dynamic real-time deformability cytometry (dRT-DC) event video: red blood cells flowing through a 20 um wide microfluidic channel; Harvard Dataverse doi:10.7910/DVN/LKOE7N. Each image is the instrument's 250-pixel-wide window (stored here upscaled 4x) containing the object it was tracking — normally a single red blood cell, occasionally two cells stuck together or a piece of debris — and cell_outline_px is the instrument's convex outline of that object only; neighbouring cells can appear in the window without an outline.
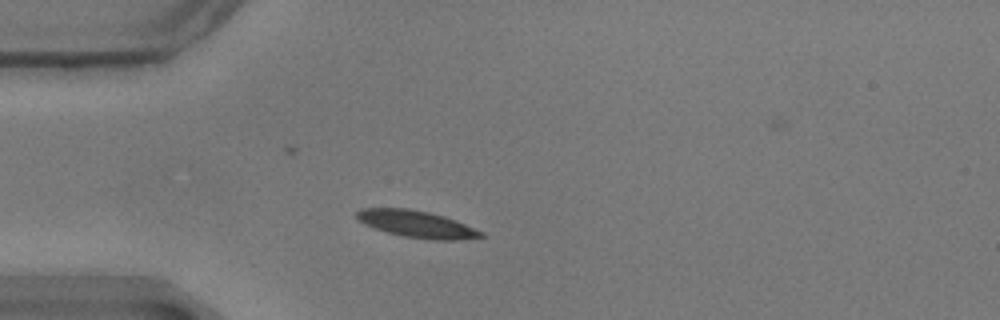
{"species": "common noctule bat (a hibernating species)", "species_latin": "Nyctalus noctula", "temperature_condition": "warm", "stored_images_in_passage": 51, "camera_frame_rate_fps": 3000, "um_per_image_px": 0.085, "animal": {"sex": "male", "body_mass_g": 17.9}, "frame": {"image": 1, "passage_image": 9, "time_ms": 2.667, "image_size_px": [1000, 320], "cell_outline_px": [[484, 236], [460, 240], [432, 240], [404, 236], [388, 232], [364, 224], [356, 216], [356, 212], [360, 208], [408, 208], [428, 212], [444, 216], [456, 220], [484, 232]], "centroid_in_image_um": [35.45, 19.04], "position_along_channel_um": 49.6, "area_um2": 19.36}}
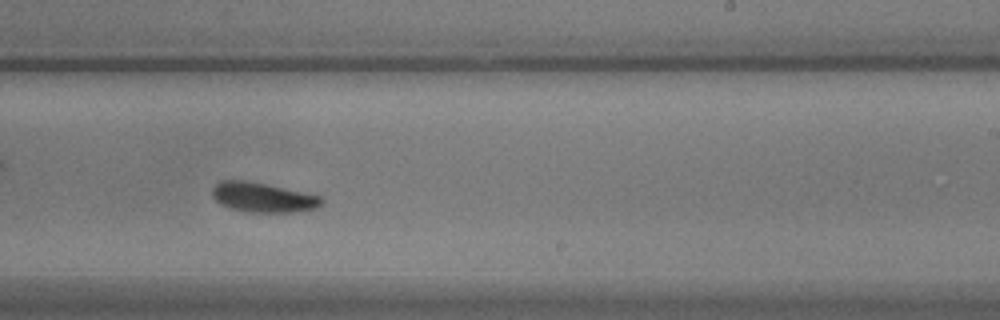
{"frame": {"image": 2, "passage_image": 29, "time_ms": 9.333, "image_size_px": [1000, 320], "cell_outline_px": [[324, 204], [316, 208], [296, 212], [244, 212], [228, 208], [220, 204], [212, 196], [212, 188], [220, 180], [244, 180], [264, 184], [320, 196], [324, 200]], "centroid_in_image_um": [22.32, 16.79], "position_along_channel_um": 266.7, "area_um2": 18.9}}
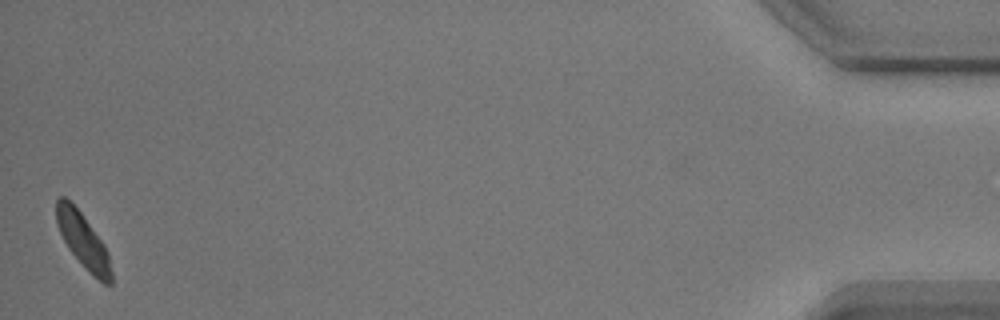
{"frame": {"image": 3, "passage_image": 51, "time_ms": 16.667, "image_size_px": [1000, 320], "cell_outline_px": [[112, 284], [104, 284], [68, 248], [56, 224], [56, 200], [60, 196], [64, 196], [80, 212], [104, 244], [108, 252], [112, 272]], "centroid_in_image_um": [7.06, 20.41], "position_along_channel_um": 428.1, "area_um2": 16.82}, "authors_computed_cell_mechanics": {"area_um2": 18.9584, "velocity_mm_per_s": 3.4424, "shape_relaxation_time_tau1_ms": 2.3494, "shape_relaxation_time_tau2_ms": 5.0436, "deformation_change_tau1": 0.1064, "deformation_change_tau2": 0.1115}}